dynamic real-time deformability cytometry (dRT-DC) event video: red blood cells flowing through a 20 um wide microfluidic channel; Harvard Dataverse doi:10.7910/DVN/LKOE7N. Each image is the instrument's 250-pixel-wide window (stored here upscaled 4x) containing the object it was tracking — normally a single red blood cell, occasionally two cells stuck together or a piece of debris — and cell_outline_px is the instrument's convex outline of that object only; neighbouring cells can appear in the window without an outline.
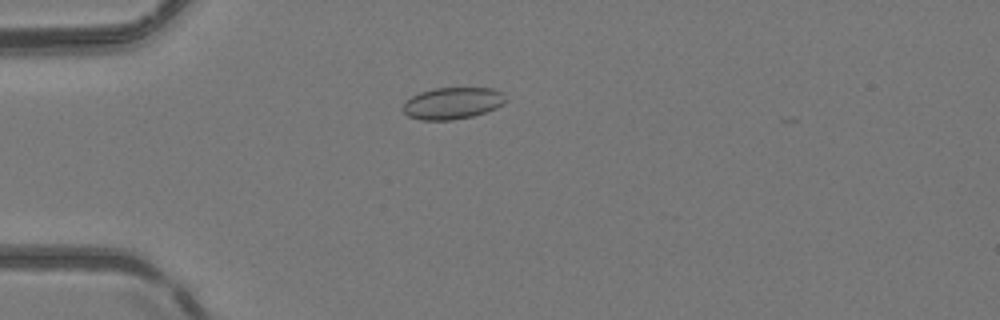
{"species": "common noctule bat (a hibernating species)", "species_latin": "Nyctalus noctula", "temperature_condition": "room temperature", "stored_images_in_passage": 49, "camera_frame_rate_fps": 3000, "um_per_image_px": 0.085, "animal": {"sex": "female", "body_mass_g": 24.6, "forearm_length_mm": 56.2}, "frame": {"image": 1, "passage_image": 14, "time_ms": 4.333, "image_size_px": [1000, 320], "cell_outline_px": [[508, 100], [504, 104], [496, 108], [472, 116], [452, 120], [420, 120], [408, 116], [404, 112], [404, 104], [412, 96], [420, 92], [432, 88], [492, 88], [500, 92]], "centroid_in_image_um": [38.47, 8.77], "position_along_channel_um": 46.5, "area_um2": 18.9}}
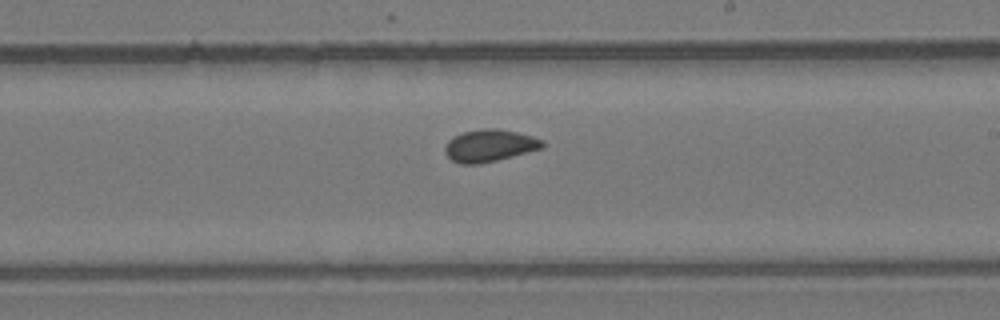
{"frame": {"image": 2, "passage_image": 30, "time_ms": 9.667, "image_size_px": [1000, 320], "cell_outline_px": [[544, 148], [480, 164], [460, 164], [452, 160], [444, 152], [444, 148], [448, 140], [464, 132], [484, 128], [496, 128], [516, 132], [532, 136], [544, 140]], "centroid_in_image_um": [41.62, 12.38], "position_along_channel_um": 247.4, "area_um2": 18.21}}
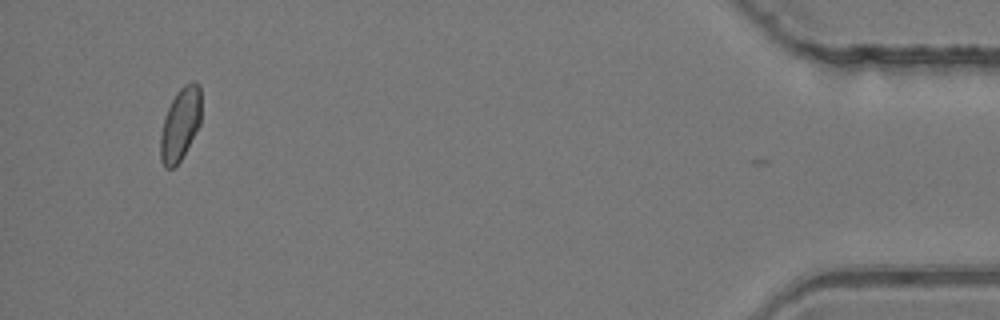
{"frame": {"image": 3, "passage_image": 48, "time_ms": 15.667, "image_size_px": [1000, 320], "cell_outline_px": [[200, 124], [180, 160], [172, 168], [164, 168], [160, 160], [160, 132], [164, 116], [176, 92], [184, 84], [192, 80], [200, 84]], "centroid_in_image_um": [15.3, 10.53], "position_along_channel_um": 419.9, "area_um2": 17.28}, "authors_computed_cell_mechanics": {"area_um2": 18.207, "velocity_mm_per_s": 4.1558, "shape_relaxation_time_tau1_ms": null, "shape_relaxation_time_tau2_ms": 1.8834, "deformation_change_tau1": null, "deformation_change_tau2": 0.0539}}